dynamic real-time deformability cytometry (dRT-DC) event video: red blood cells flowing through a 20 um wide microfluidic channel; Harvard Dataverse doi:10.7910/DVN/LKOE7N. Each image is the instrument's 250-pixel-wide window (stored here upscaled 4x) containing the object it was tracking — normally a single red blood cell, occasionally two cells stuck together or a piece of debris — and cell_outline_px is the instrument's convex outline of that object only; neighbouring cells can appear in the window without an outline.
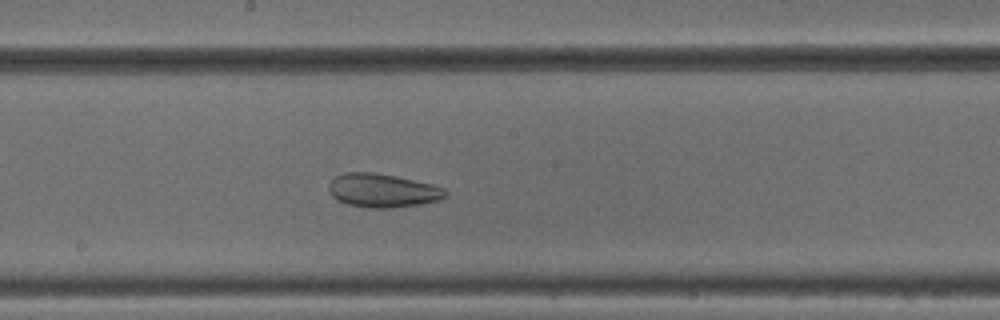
{"species": "common noctule bat (a hibernating species)", "species_latin": "Nyctalus noctula", "temperature_condition": "cold", "stored_images_in_passage": 51, "camera_frame_rate_fps": 3000, "um_per_image_px": 0.085, "animal": {"sex": "male", "body_mass_g": 18.8}, "frame": {"image": 1, "passage_image": 27, "time_ms": 8.667, "image_size_px": [1000, 320], "cell_outline_px": [[448, 196], [440, 200], [420, 204], [392, 208], [368, 208], [348, 204], [336, 200], [332, 196], [328, 188], [328, 184], [336, 176], [344, 172], [372, 172], [396, 176], [432, 184], [444, 188], [448, 192]], "centroid_in_image_um": [32.53, 16.2], "position_along_channel_um": 215.7, "area_um2": 23.06}}
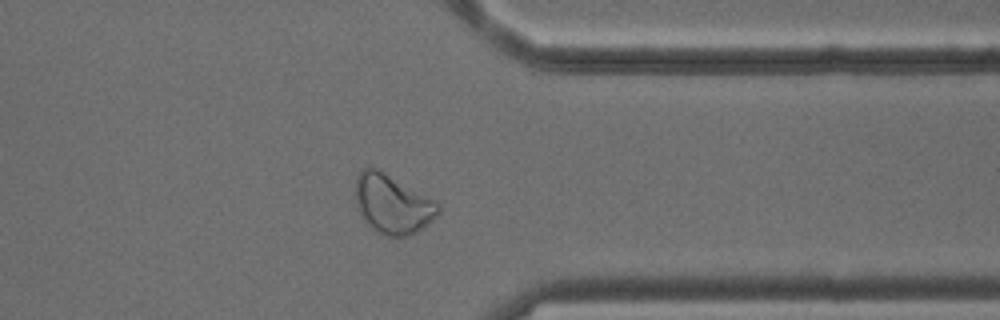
{"frame": {"image": 2, "passage_image": 40, "time_ms": 13.0, "image_size_px": [1000, 320], "cell_outline_px": [[440, 212], [428, 224], [412, 236], [388, 236], [376, 232], [364, 220], [360, 212], [356, 200], [356, 176], [364, 168], [376, 168], [384, 172], [436, 200], [440, 204]], "centroid_in_image_um": [33.4, 17.36], "position_along_channel_um": 378.0, "area_um2": 28.44}}
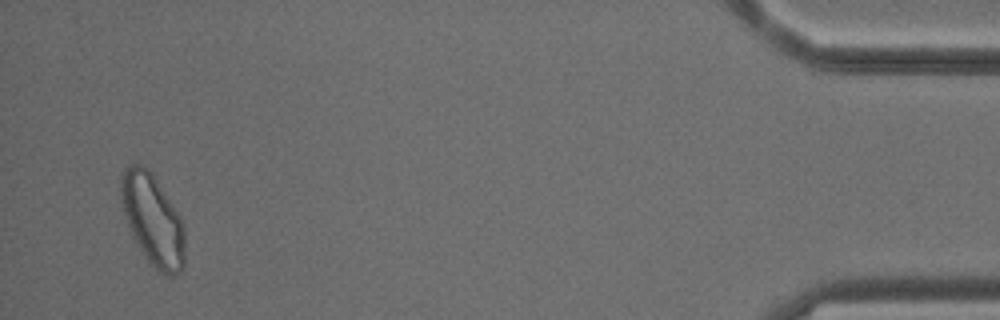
{"frame": {"image": 3, "passage_image": 49, "time_ms": 16.0, "image_size_px": [1000, 320], "cell_outline_px": [[184, 264], [180, 272], [172, 276], [168, 276], [156, 272], [148, 264], [132, 236], [124, 216], [120, 200], [120, 176], [124, 168], [128, 164], [140, 164], [148, 168], [152, 172], [180, 216], [184, 228]], "centroid_in_image_um": [12.95, 18.7], "position_along_channel_um": 422.3, "area_um2": 34.62}}